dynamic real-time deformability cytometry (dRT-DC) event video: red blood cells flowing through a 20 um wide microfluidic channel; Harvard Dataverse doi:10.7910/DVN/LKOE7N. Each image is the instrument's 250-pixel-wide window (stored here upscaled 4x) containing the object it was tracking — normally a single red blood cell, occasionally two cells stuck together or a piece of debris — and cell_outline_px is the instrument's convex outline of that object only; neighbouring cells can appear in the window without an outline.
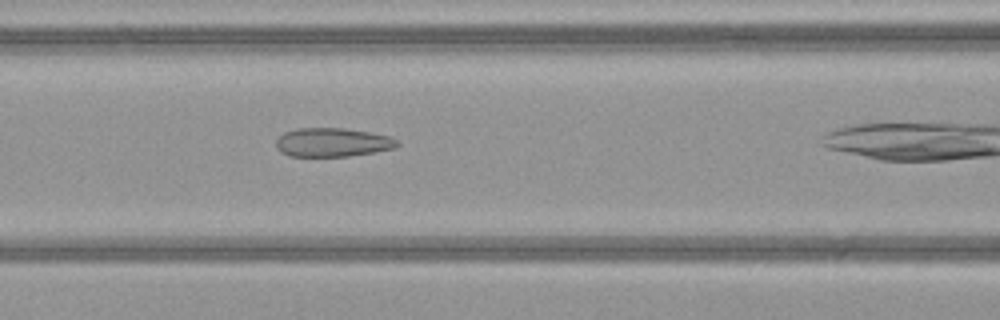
{"species": "common noctule bat (a hibernating species)", "species_latin": "Nyctalus noctula", "temperature_condition": "warm", "stored_images_in_passage": 34, "camera_frame_rate_fps": 3000, "um_per_image_px": 0.085, "animal": {"sex": "female", "body_mass_g": 21.9}, "frame": {"image": 1, "passage_image": 18, "time_ms": 5.667, "image_size_px": [1000, 320], "cell_outline_px": [[400, 144], [396, 148], [376, 152], [348, 156], [288, 156], [280, 152], [276, 148], [276, 140], [284, 132], [296, 128], [344, 128], [368, 132], [388, 136], [400, 140]], "centroid_in_image_um": [28.27, 12.1], "position_along_channel_um": 138.3, "area_um2": 20.52}}
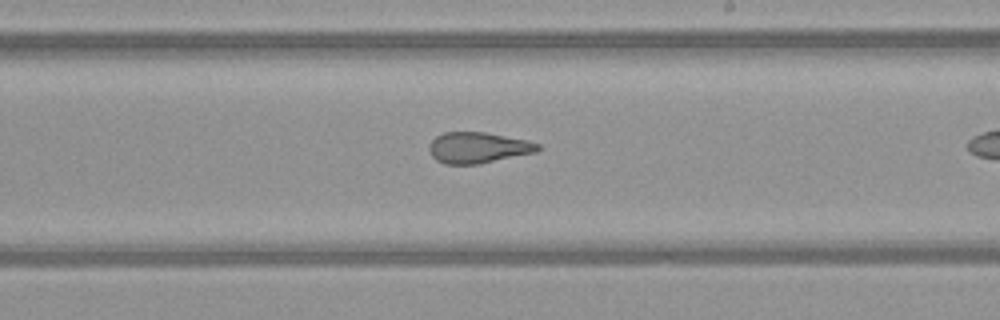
{"frame": {"image": 2, "passage_image": 26, "time_ms": 8.333, "image_size_px": [1000, 320], "cell_outline_px": [[540, 148], [536, 152], [480, 164], [444, 164], [436, 160], [432, 156], [428, 148], [428, 144], [436, 136], [444, 132], [484, 132], [528, 140], [540, 144]], "centroid_in_image_um": [40.62, 12.55], "position_along_channel_um": 248.4, "area_um2": 19.71}}
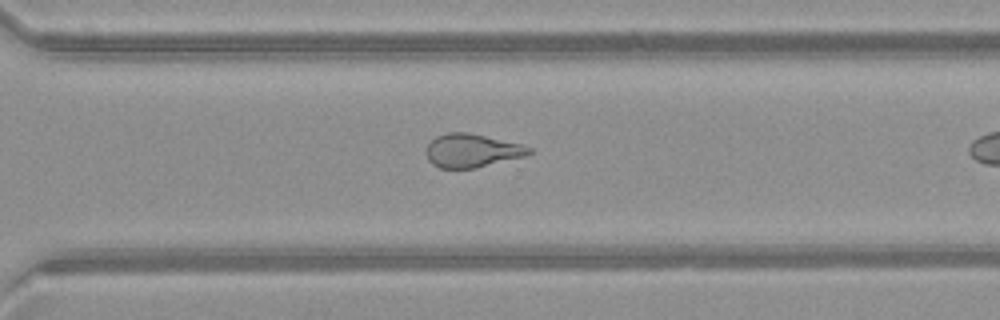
{"frame": {"image": 3, "passage_image": 32, "time_ms": 10.333, "image_size_px": [1000, 320], "cell_outline_px": [[532, 152], [528, 156], [476, 168], [440, 168], [432, 164], [428, 160], [428, 144], [436, 136], [448, 132], [468, 132], [520, 144], [532, 148]], "centroid_in_image_um": [40.15, 12.81], "position_along_channel_um": 330.5, "area_um2": 20.0}}